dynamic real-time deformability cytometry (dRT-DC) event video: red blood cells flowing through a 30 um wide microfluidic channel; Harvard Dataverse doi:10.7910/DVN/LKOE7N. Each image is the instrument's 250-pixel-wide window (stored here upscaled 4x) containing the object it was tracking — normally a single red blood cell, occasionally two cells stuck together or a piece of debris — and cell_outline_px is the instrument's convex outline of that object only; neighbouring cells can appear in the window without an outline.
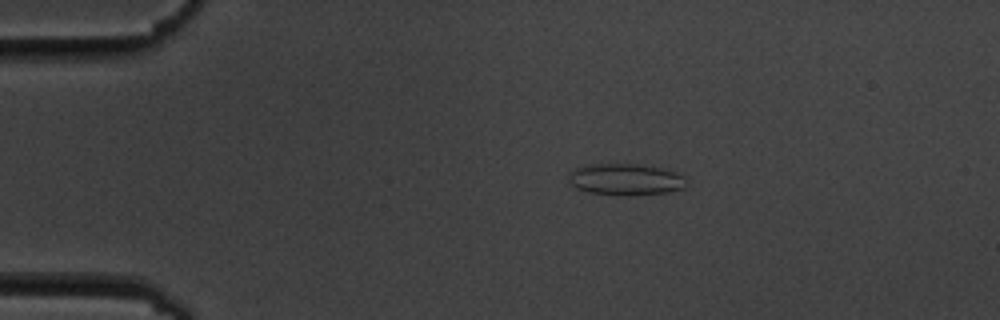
{"species": "common noctule bat (a hibernating species)", "species_latin": "Nyctalus noctula", "temperature_condition": "cold", "stored_images_in_passage": 9, "camera_frame_rate_fps": 3000, "um_per_image_px": 0.085, "animal": {"sex": "male", "body_mass_g": 19.5, "forearm_length_mm": 54.6}, "frame": {"image": 1, "passage_image": 4, "time_ms": 3.333, "image_size_px": [1000, 320], "cell_outline_px": [[684, 188], [668, 192], [628, 196], [620, 196], [588, 192], [576, 188], [568, 180], [568, 172], [576, 168], [592, 164], [636, 164], [660, 168], [676, 172], [684, 176]], "centroid_in_image_um": [53.13, 15.26], "position_along_channel_um": 31.9, "area_um2": 21.68}}
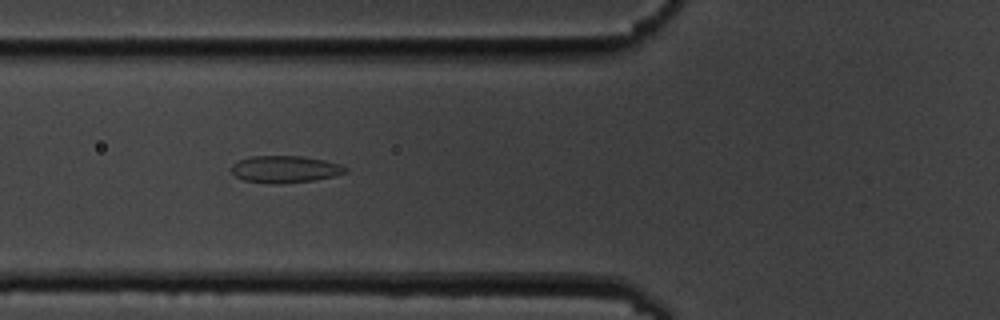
{"frame": {"image": 2, "passage_image": 7, "time_ms": 6.667, "image_size_px": [1000, 320], "cell_outline_px": [[348, 172], [332, 176], [312, 180], [280, 184], [276, 184], [244, 180], [236, 176], [232, 172], [232, 164], [248, 156], [304, 156], [324, 160], [340, 164], [348, 168]], "centroid_in_image_um": [24.24, 14.37], "position_along_channel_um": 101.6, "area_um2": 17.86}}
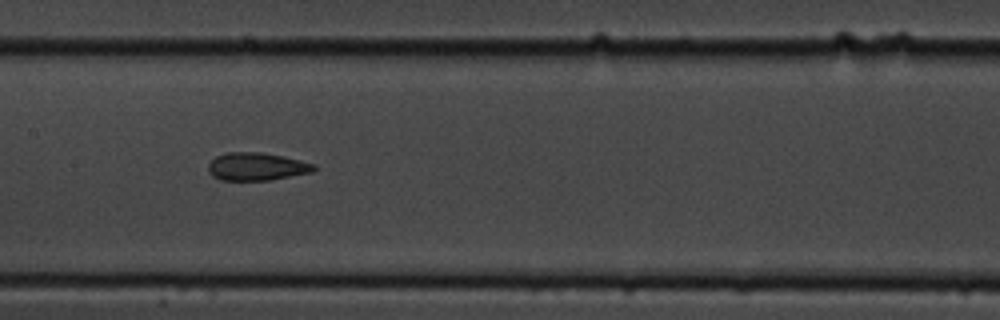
{"frame": {"image": 3, "passage_image": 9, "time_ms": 9.0, "image_size_px": [1000, 320], "cell_outline_px": [[316, 168], [312, 172], [272, 180], [220, 180], [212, 176], [208, 172], [208, 164], [216, 156], [228, 152], [260, 152], [284, 156], [316, 164]], "centroid_in_image_um": [21.82, 14.16], "position_along_channel_um": 185.6, "area_um2": 17.28}}